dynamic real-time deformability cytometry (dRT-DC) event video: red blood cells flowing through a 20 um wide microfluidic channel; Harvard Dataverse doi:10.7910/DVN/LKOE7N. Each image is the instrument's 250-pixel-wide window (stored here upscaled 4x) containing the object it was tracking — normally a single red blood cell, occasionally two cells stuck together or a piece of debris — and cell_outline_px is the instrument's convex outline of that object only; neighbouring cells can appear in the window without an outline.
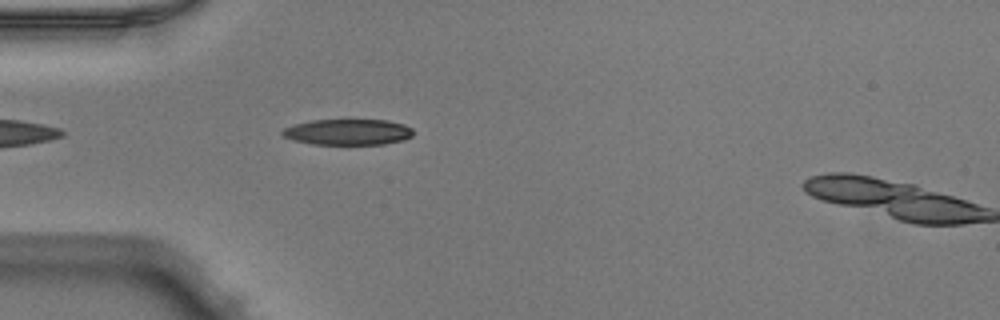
{"species": "Egyptian fruit bat (a non-hibernating species)", "species_latin": "Rousettus aegyptiacus", "temperature_condition": "warm", "stored_images_in_passage": 2, "camera_frame_rate_fps": 3000, "um_per_image_px": 0.085, "animal": {"sex": "male"}, "frame": {"image": 1, "passage_image": 1, "time_ms": 0.0, "image_size_px": [1000, 320], "cell_outline_px": [[412, 136], [404, 140], [384, 144], [312, 144], [296, 140], [284, 136], [280, 132], [284, 128], [296, 124], [312, 120], [388, 120], [404, 124], [412, 128]], "centroid_in_image_um": [29.61, 11.22], "position_along_channel_um": 55.4, "area_um2": 19.59}}